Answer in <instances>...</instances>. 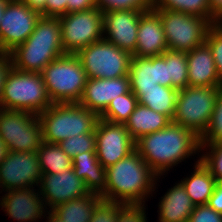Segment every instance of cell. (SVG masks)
Masks as SVG:
<instances>
[{
  "instance_id": "1",
  "label": "cell",
  "mask_w": 222,
  "mask_h": 222,
  "mask_svg": "<svg viewBox=\"0 0 222 222\" xmlns=\"http://www.w3.org/2000/svg\"><path fill=\"white\" fill-rule=\"evenodd\" d=\"M135 150L158 176H167L175 166L186 162L185 159L200 156V137L171 121L162 130L136 140Z\"/></svg>"
},
{
  "instance_id": "2",
  "label": "cell",
  "mask_w": 222,
  "mask_h": 222,
  "mask_svg": "<svg viewBox=\"0 0 222 222\" xmlns=\"http://www.w3.org/2000/svg\"><path fill=\"white\" fill-rule=\"evenodd\" d=\"M164 177L158 176L134 150L106 168L107 187L101 198L123 204H147Z\"/></svg>"
},
{
  "instance_id": "3",
  "label": "cell",
  "mask_w": 222,
  "mask_h": 222,
  "mask_svg": "<svg viewBox=\"0 0 222 222\" xmlns=\"http://www.w3.org/2000/svg\"><path fill=\"white\" fill-rule=\"evenodd\" d=\"M8 54L16 70L41 73L50 62L66 54L62 47L59 17L41 16L26 41Z\"/></svg>"
},
{
  "instance_id": "4",
  "label": "cell",
  "mask_w": 222,
  "mask_h": 222,
  "mask_svg": "<svg viewBox=\"0 0 222 222\" xmlns=\"http://www.w3.org/2000/svg\"><path fill=\"white\" fill-rule=\"evenodd\" d=\"M43 140L59 144L67 138L95 132L100 116L79 103H55L37 115Z\"/></svg>"
},
{
  "instance_id": "5",
  "label": "cell",
  "mask_w": 222,
  "mask_h": 222,
  "mask_svg": "<svg viewBox=\"0 0 222 222\" xmlns=\"http://www.w3.org/2000/svg\"><path fill=\"white\" fill-rule=\"evenodd\" d=\"M52 104L41 73L10 68L4 81L0 108L28 111L38 115Z\"/></svg>"
},
{
  "instance_id": "6",
  "label": "cell",
  "mask_w": 222,
  "mask_h": 222,
  "mask_svg": "<svg viewBox=\"0 0 222 222\" xmlns=\"http://www.w3.org/2000/svg\"><path fill=\"white\" fill-rule=\"evenodd\" d=\"M41 75L53 104L78 103L88 79L81 61L76 54L71 53L50 62Z\"/></svg>"
},
{
  "instance_id": "7",
  "label": "cell",
  "mask_w": 222,
  "mask_h": 222,
  "mask_svg": "<svg viewBox=\"0 0 222 222\" xmlns=\"http://www.w3.org/2000/svg\"><path fill=\"white\" fill-rule=\"evenodd\" d=\"M222 86H187L178 91L172 122L201 137L209 126L215 100Z\"/></svg>"
},
{
  "instance_id": "8",
  "label": "cell",
  "mask_w": 222,
  "mask_h": 222,
  "mask_svg": "<svg viewBox=\"0 0 222 222\" xmlns=\"http://www.w3.org/2000/svg\"><path fill=\"white\" fill-rule=\"evenodd\" d=\"M152 9L160 16L169 50L188 52L205 43L212 26L207 19L163 8Z\"/></svg>"
},
{
  "instance_id": "9",
  "label": "cell",
  "mask_w": 222,
  "mask_h": 222,
  "mask_svg": "<svg viewBox=\"0 0 222 222\" xmlns=\"http://www.w3.org/2000/svg\"><path fill=\"white\" fill-rule=\"evenodd\" d=\"M87 78L114 79L128 76L132 55L102 39L76 53Z\"/></svg>"
},
{
  "instance_id": "10",
  "label": "cell",
  "mask_w": 222,
  "mask_h": 222,
  "mask_svg": "<svg viewBox=\"0 0 222 222\" xmlns=\"http://www.w3.org/2000/svg\"><path fill=\"white\" fill-rule=\"evenodd\" d=\"M0 138L14 152H36L44 142L36 114L3 108H0Z\"/></svg>"
},
{
  "instance_id": "11",
  "label": "cell",
  "mask_w": 222,
  "mask_h": 222,
  "mask_svg": "<svg viewBox=\"0 0 222 222\" xmlns=\"http://www.w3.org/2000/svg\"><path fill=\"white\" fill-rule=\"evenodd\" d=\"M65 53L79 50L103 39V12L97 7L59 17Z\"/></svg>"
},
{
  "instance_id": "12",
  "label": "cell",
  "mask_w": 222,
  "mask_h": 222,
  "mask_svg": "<svg viewBox=\"0 0 222 222\" xmlns=\"http://www.w3.org/2000/svg\"><path fill=\"white\" fill-rule=\"evenodd\" d=\"M41 15L21 0H10L0 20V52L8 54L32 34Z\"/></svg>"
},
{
  "instance_id": "13",
  "label": "cell",
  "mask_w": 222,
  "mask_h": 222,
  "mask_svg": "<svg viewBox=\"0 0 222 222\" xmlns=\"http://www.w3.org/2000/svg\"><path fill=\"white\" fill-rule=\"evenodd\" d=\"M41 176L36 152L9 151L0 163V191L37 188Z\"/></svg>"
},
{
  "instance_id": "14",
  "label": "cell",
  "mask_w": 222,
  "mask_h": 222,
  "mask_svg": "<svg viewBox=\"0 0 222 222\" xmlns=\"http://www.w3.org/2000/svg\"><path fill=\"white\" fill-rule=\"evenodd\" d=\"M96 156L106 169L135 150L136 141L125 124L99 119L96 128Z\"/></svg>"
},
{
  "instance_id": "15",
  "label": "cell",
  "mask_w": 222,
  "mask_h": 222,
  "mask_svg": "<svg viewBox=\"0 0 222 222\" xmlns=\"http://www.w3.org/2000/svg\"><path fill=\"white\" fill-rule=\"evenodd\" d=\"M38 190L47 211L90 193L84 181L76 176L73 167L59 174H42Z\"/></svg>"
},
{
  "instance_id": "16",
  "label": "cell",
  "mask_w": 222,
  "mask_h": 222,
  "mask_svg": "<svg viewBox=\"0 0 222 222\" xmlns=\"http://www.w3.org/2000/svg\"><path fill=\"white\" fill-rule=\"evenodd\" d=\"M146 11L113 10L103 13V39L121 50L135 52L141 15Z\"/></svg>"
},
{
  "instance_id": "17",
  "label": "cell",
  "mask_w": 222,
  "mask_h": 222,
  "mask_svg": "<svg viewBox=\"0 0 222 222\" xmlns=\"http://www.w3.org/2000/svg\"><path fill=\"white\" fill-rule=\"evenodd\" d=\"M5 192V194H4ZM0 208L5 216L17 222H40L44 220L46 209L38 187L3 191ZM40 219V220H39Z\"/></svg>"
},
{
  "instance_id": "18",
  "label": "cell",
  "mask_w": 222,
  "mask_h": 222,
  "mask_svg": "<svg viewBox=\"0 0 222 222\" xmlns=\"http://www.w3.org/2000/svg\"><path fill=\"white\" fill-rule=\"evenodd\" d=\"M129 91V75L114 79L88 78L78 103L100 116L113 99Z\"/></svg>"
},
{
  "instance_id": "19",
  "label": "cell",
  "mask_w": 222,
  "mask_h": 222,
  "mask_svg": "<svg viewBox=\"0 0 222 222\" xmlns=\"http://www.w3.org/2000/svg\"><path fill=\"white\" fill-rule=\"evenodd\" d=\"M130 89H150L156 84L171 87L168 66L162 55L154 57H136L130 59Z\"/></svg>"
},
{
  "instance_id": "20",
  "label": "cell",
  "mask_w": 222,
  "mask_h": 222,
  "mask_svg": "<svg viewBox=\"0 0 222 222\" xmlns=\"http://www.w3.org/2000/svg\"><path fill=\"white\" fill-rule=\"evenodd\" d=\"M168 50L160 16L153 10L144 12L140 17L137 32V45L132 54L136 57H154Z\"/></svg>"
},
{
  "instance_id": "21",
  "label": "cell",
  "mask_w": 222,
  "mask_h": 222,
  "mask_svg": "<svg viewBox=\"0 0 222 222\" xmlns=\"http://www.w3.org/2000/svg\"><path fill=\"white\" fill-rule=\"evenodd\" d=\"M186 53L188 86H222L216 71L212 52L206 43Z\"/></svg>"
},
{
  "instance_id": "22",
  "label": "cell",
  "mask_w": 222,
  "mask_h": 222,
  "mask_svg": "<svg viewBox=\"0 0 222 222\" xmlns=\"http://www.w3.org/2000/svg\"><path fill=\"white\" fill-rule=\"evenodd\" d=\"M157 206V222H187L195 207L179 180L167 189Z\"/></svg>"
},
{
  "instance_id": "23",
  "label": "cell",
  "mask_w": 222,
  "mask_h": 222,
  "mask_svg": "<svg viewBox=\"0 0 222 222\" xmlns=\"http://www.w3.org/2000/svg\"><path fill=\"white\" fill-rule=\"evenodd\" d=\"M73 170L90 193L101 196L107 187L106 169L98 161L95 151H87L72 158Z\"/></svg>"
},
{
  "instance_id": "24",
  "label": "cell",
  "mask_w": 222,
  "mask_h": 222,
  "mask_svg": "<svg viewBox=\"0 0 222 222\" xmlns=\"http://www.w3.org/2000/svg\"><path fill=\"white\" fill-rule=\"evenodd\" d=\"M197 161L194 162L193 172L179 181L186 189L192 203L196 205H206L209 198L212 196L216 180L211 175L210 171L200 161V156H197Z\"/></svg>"
},
{
  "instance_id": "25",
  "label": "cell",
  "mask_w": 222,
  "mask_h": 222,
  "mask_svg": "<svg viewBox=\"0 0 222 222\" xmlns=\"http://www.w3.org/2000/svg\"><path fill=\"white\" fill-rule=\"evenodd\" d=\"M138 103L166 115L171 121L175 114L178 91L171 87L156 84L150 89H130Z\"/></svg>"
},
{
  "instance_id": "26",
  "label": "cell",
  "mask_w": 222,
  "mask_h": 222,
  "mask_svg": "<svg viewBox=\"0 0 222 222\" xmlns=\"http://www.w3.org/2000/svg\"><path fill=\"white\" fill-rule=\"evenodd\" d=\"M170 122L166 115L138 103L125 126L129 135L136 141L143 135L162 130Z\"/></svg>"
},
{
  "instance_id": "27",
  "label": "cell",
  "mask_w": 222,
  "mask_h": 222,
  "mask_svg": "<svg viewBox=\"0 0 222 222\" xmlns=\"http://www.w3.org/2000/svg\"><path fill=\"white\" fill-rule=\"evenodd\" d=\"M101 196L89 193L83 197L57 205L51 211L63 222H90L96 204Z\"/></svg>"
},
{
  "instance_id": "28",
  "label": "cell",
  "mask_w": 222,
  "mask_h": 222,
  "mask_svg": "<svg viewBox=\"0 0 222 222\" xmlns=\"http://www.w3.org/2000/svg\"><path fill=\"white\" fill-rule=\"evenodd\" d=\"M36 153L42 174H59L73 167L72 158L59 144L43 142Z\"/></svg>"
},
{
  "instance_id": "29",
  "label": "cell",
  "mask_w": 222,
  "mask_h": 222,
  "mask_svg": "<svg viewBox=\"0 0 222 222\" xmlns=\"http://www.w3.org/2000/svg\"><path fill=\"white\" fill-rule=\"evenodd\" d=\"M153 8H163L201 16L212 25L219 23L212 15L209 0H153Z\"/></svg>"
},
{
  "instance_id": "30",
  "label": "cell",
  "mask_w": 222,
  "mask_h": 222,
  "mask_svg": "<svg viewBox=\"0 0 222 222\" xmlns=\"http://www.w3.org/2000/svg\"><path fill=\"white\" fill-rule=\"evenodd\" d=\"M162 56L168 66L171 88L177 91L188 86V62L187 53L184 51L167 50Z\"/></svg>"
},
{
  "instance_id": "31",
  "label": "cell",
  "mask_w": 222,
  "mask_h": 222,
  "mask_svg": "<svg viewBox=\"0 0 222 222\" xmlns=\"http://www.w3.org/2000/svg\"><path fill=\"white\" fill-rule=\"evenodd\" d=\"M137 104L138 99L130 90L124 95H119L117 99H113L107 109L100 115V119L125 124L134 112Z\"/></svg>"
},
{
  "instance_id": "32",
  "label": "cell",
  "mask_w": 222,
  "mask_h": 222,
  "mask_svg": "<svg viewBox=\"0 0 222 222\" xmlns=\"http://www.w3.org/2000/svg\"><path fill=\"white\" fill-rule=\"evenodd\" d=\"M200 161L216 182L222 181V142L200 145Z\"/></svg>"
},
{
  "instance_id": "33",
  "label": "cell",
  "mask_w": 222,
  "mask_h": 222,
  "mask_svg": "<svg viewBox=\"0 0 222 222\" xmlns=\"http://www.w3.org/2000/svg\"><path fill=\"white\" fill-rule=\"evenodd\" d=\"M222 142V89L215 100L214 110L205 133L200 137V145Z\"/></svg>"
},
{
  "instance_id": "34",
  "label": "cell",
  "mask_w": 222,
  "mask_h": 222,
  "mask_svg": "<svg viewBox=\"0 0 222 222\" xmlns=\"http://www.w3.org/2000/svg\"><path fill=\"white\" fill-rule=\"evenodd\" d=\"M60 148L71 158L87 151H96L95 132L76 135L59 143Z\"/></svg>"
},
{
  "instance_id": "35",
  "label": "cell",
  "mask_w": 222,
  "mask_h": 222,
  "mask_svg": "<svg viewBox=\"0 0 222 222\" xmlns=\"http://www.w3.org/2000/svg\"><path fill=\"white\" fill-rule=\"evenodd\" d=\"M96 7L103 13L122 9L149 11L153 8V0H96Z\"/></svg>"
},
{
  "instance_id": "36",
  "label": "cell",
  "mask_w": 222,
  "mask_h": 222,
  "mask_svg": "<svg viewBox=\"0 0 222 222\" xmlns=\"http://www.w3.org/2000/svg\"><path fill=\"white\" fill-rule=\"evenodd\" d=\"M205 43L210 48L219 80L222 82V25H212L207 31Z\"/></svg>"
},
{
  "instance_id": "37",
  "label": "cell",
  "mask_w": 222,
  "mask_h": 222,
  "mask_svg": "<svg viewBox=\"0 0 222 222\" xmlns=\"http://www.w3.org/2000/svg\"><path fill=\"white\" fill-rule=\"evenodd\" d=\"M146 204H123L118 205V216L116 222H148ZM146 207V208H145Z\"/></svg>"
},
{
  "instance_id": "38",
  "label": "cell",
  "mask_w": 222,
  "mask_h": 222,
  "mask_svg": "<svg viewBox=\"0 0 222 222\" xmlns=\"http://www.w3.org/2000/svg\"><path fill=\"white\" fill-rule=\"evenodd\" d=\"M120 202L101 199L93 211L90 222H116Z\"/></svg>"
},
{
  "instance_id": "39",
  "label": "cell",
  "mask_w": 222,
  "mask_h": 222,
  "mask_svg": "<svg viewBox=\"0 0 222 222\" xmlns=\"http://www.w3.org/2000/svg\"><path fill=\"white\" fill-rule=\"evenodd\" d=\"M187 222H222V214L206 205H196Z\"/></svg>"
},
{
  "instance_id": "40",
  "label": "cell",
  "mask_w": 222,
  "mask_h": 222,
  "mask_svg": "<svg viewBox=\"0 0 222 222\" xmlns=\"http://www.w3.org/2000/svg\"><path fill=\"white\" fill-rule=\"evenodd\" d=\"M67 14V0H47L46 17H61Z\"/></svg>"
},
{
  "instance_id": "41",
  "label": "cell",
  "mask_w": 222,
  "mask_h": 222,
  "mask_svg": "<svg viewBox=\"0 0 222 222\" xmlns=\"http://www.w3.org/2000/svg\"><path fill=\"white\" fill-rule=\"evenodd\" d=\"M96 7V0H67V13L85 11Z\"/></svg>"
},
{
  "instance_id": "42",
  "label": "cell",
  "mask_w": 222,
  "mask_h": 222,
  "mask_svg": "<svg viewBox=\"0 0 222 222\" xmlns=\"http://www.w3.org/2000/svg\"><path fill=\"white\" fill-rule=\"evenodd\" d=\"M207 205L216 212L222 214V181L216 183L213 194L209 198Z\"/></svg>"
},
{
  "instance_id": "43",
  "label": "cell",
  "mask_w": 222,
  "mask_h": 222,
  "mask_svg": "<svg viewBox=\"0 0 222 222\" xmlns=\"http://www.w3.org/2000/svg\"><path fill=\"white\" fill-rule=\"evenodd\" d=\"M11 67L12 63L9 54L1 53L0 54V97L2 94L6 75Z\"/></svg>"
},
{
  "instance_id": "44",
  "label": "cell",
  "mask_w": 222,
  "mask_h": 222,
  "mask_svg": "<svg viewBox=\"0 0 222 222\" xmlns=\"http://www.w3.org/2000/svg\"><path fill=\"white\" fill-rule=\"evenodd\" d=\"M31 10L36 11L41 16L46 17V2L47 0H21Z\"/></svg>"
},
{
  "instance_id": "45",
  "label": "cell",
  "mask_w": 222,
  "mask_h": 222,
  "mask_svg": "<svg viewBox=\"0 0 222 222\" xmlns=\"http://www.w3.org/2000/svg\"><path fill=\"white\" fill-rule=\"evenodd\" d=\"M212 15L220 21L222 19V0H209Z\"/></svg>"
},
{
  "instance_id": "46",
  "label": "cell",
  "mask_w": 222,
  "mask_h": 222,
  "mask_svg": "<svg viewBox=\"0 0 222 222\" xmlns=\"http://www.w3.org/2000/svg\"><path fill=\"white\" fill-rule=\"evenodd\" d=\"M9 150L7 145L0 138V163L6 158Z\"/></svg>"
},
{
  "instance_id": "47",
  "label": "cell",
  "mask_w": 222,
  "mask_h": 222,
  "mask_svg": "<svg viewBox=\"0 0 222 222\" xmlns=\"http://www.w3.org/2000/svg\"><path fill=\"white\" fill-rule=\"evenodd\" d=\"M48 215V216H47ZM46 216V217H45ZM46 218L45 222H63L61 219L56 216L52 211H46L44 215V219Z\"/></svg>"
},
{
  "instance_id": "48",
  "label": "cell",
  "mask_w": 222,
  "mask_h": 222,
  "mask_svg": "<svg viewBox=\"0 0 222 222\" xmlns=\"http://www.w3.org/2000/svg\"><path fill=\"white\" fill-rule=\"evenodd\" d=\"M10 0H0V20L2 19L4 12H5V8L7 6V4L9 3Z\"/></svg>"
}]
</instances>
